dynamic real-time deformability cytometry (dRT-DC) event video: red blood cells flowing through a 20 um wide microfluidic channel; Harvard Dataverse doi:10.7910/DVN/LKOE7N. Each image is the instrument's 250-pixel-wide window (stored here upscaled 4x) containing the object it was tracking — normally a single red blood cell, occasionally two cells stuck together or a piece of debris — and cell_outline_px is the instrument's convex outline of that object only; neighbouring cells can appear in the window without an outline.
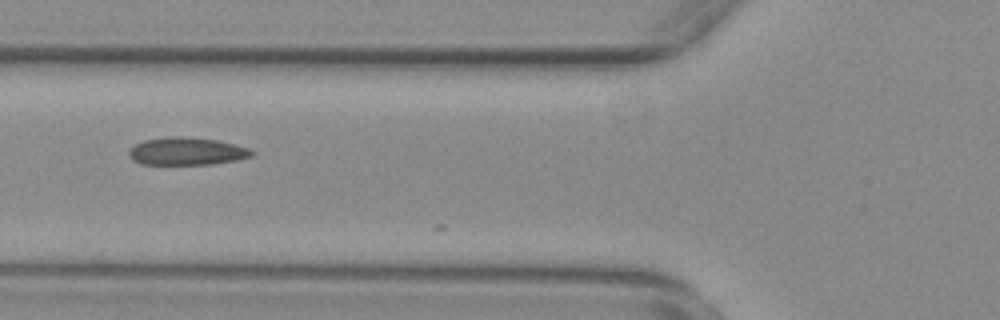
{"species": "common noctule bat (a hibernating species)", "species_latin": "Nyctalus noctula", "temperature_condition": "warm", "stored_images_in_passage": 8, "camera_frame_rate_fps": 3000, "um_per_image_px": 0.085, "animal": {"sex": "female", "body_mass_g": 29.2, "forearm_length_mm": 56.3}, "frame": {"image": 1, "passage_image": 3, "time_ms": 0.667, "image_size_px": [1000, 320], "cell_outline_px": [[256, 152], [252, 156], [236, 160], [212, 164], [140, 164], [132, 160], [128, 152], [136, 144], [144, 140], [168, 136], [180, 136], [216, 140], [248, 148]], "centroid_in_image_um": [15.86, 12.86], "position_along_channel_um": 109.9, "area_um2": 19.65}}
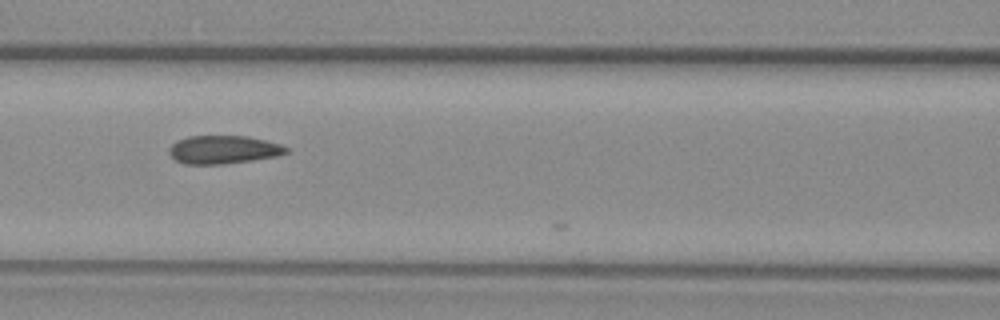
{"frame": {"image": 2, "passage_image": 6, "time_ms": 1.667, "image_size_px": [1000, 320], "cell_outline_px": [[288, 152], [276, 156], [252, 160], [224, 164], [184, 164], [176, 160], [168, 152], [168, 148], [176, 140], [188, 136], [248, 136], [280, 144], [288, 148]], "centroid_in_image_um": [18.95, 12.72], "position_along_channel_um": 147.6, "area_um2": 19.25}}